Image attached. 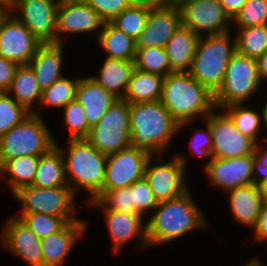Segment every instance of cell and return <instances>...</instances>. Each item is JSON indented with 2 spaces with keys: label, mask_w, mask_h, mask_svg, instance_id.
I'll return each instance as SVG.
<instances>
[{
  "label": "cell",
  "mask_w": 267,
  "mask_h": 266,
  "mask_svg": "<svg viewBox=\"0 0 267 266\" xmlns=\"http://www.w3.org/2000/svg\"><path fill=\"white\" fill-rule=\"evenodd\" d=\"M179 123V131L214 109V94L189 72H173L164 77L159 100Z\"/></svg>",
  "instance_id": "1"
},
{
  "label": "cell",
  "mask_w": 267,
  "mask_h": 266,
  "mask_svg": "<svg viewBox=\"0 0 267 266\" xmlns=\"http://www.w3.org/2000/svg\"><path fill=\"white\" fill-rule=\"evenodd\" d=\"M199 209L189 190L179 197L158 203L146 222L149 247L174 241L190 230L205 228L208 222Z\"/></svg>",
  "instance_id": "2"
},
{
  "label": "cell",
  "mask_w": 267,
  "mask_h": 266,
  "mask_svg": "<svg viewBox=\"0 0 267 266\" xmlns=\"http://www.w3.org/2000/svg\"><path fill=\"white\" fill-rule=\"evenodd\" d=\"M177 133L179 123L159 100L130 104L131 147L160 154Z\"/></svg>",
  "instance_id": "3"
},
{
  "label": "cell",
  "mask_w": 267,
  "mask_h": 266,
  "mask_svg": "<svg viewBox=\"0 0 267 266\" xmlns=\"http://www.w3.org/2000/svg\"><path fill=\"white\" fill-rule=\"evenodd\" d=\"M65 164L66 179L69 187L77 193L84 188L90 202L94 200L103 190L105 179L107 155L99 152L86 138L68 139V150L66 151L57 143Z\"/></svg>",
  "instance_id": "4"
},
{
  "label": "cell",
  "mask_w": 267,
  "mask_h": 266,
  "mask_svg": "<svg viewBox=\"0 0 267 266\" xmlns=\"http://www.w3.org/2000/svg\"><path fill=\"white\" fill-rule=\"evenodd\" d=\"M229 33L200 36L188 71L213 94L222 85L227 65L236 52V39L230 41Z\"/></svg>",
  "instance_id": "5"
},
{
  "label": "cell",
  "mask_w": 267,
  "mask_h": 266,
  "mask_svg": "<svg viewBox=\"0 0 267 266\" xmlns=\"http://www.w3.org/2000/svg\"><path fill=\"white\" fill-rule=\"evenodd\" d=\"M38 110L30 113L0 137V168L9 160L23 156H41L56 144Z\"/></svg>",
  "instance_id": "6"
},
{
  "label": "cell",
  "mask_w": 267,
  "mask_h": 266,
  "mask_svg": "<svg viewBox=\"0 0 267 266\" xmlns=\"http://www.w3.org/2000/svg\"><path fill=\"white\" fill-rule=\"evenodd\" d=\"M260 83L257 59L236 51L227 65L222 85L214 93L216 109L245 103L259 90Z\"/></svg>",
  "instance_id": "7"
},
{
  "label": "cell",
  "mask_w": 267,
  "mask_h": 266,
  "mask_svg": "<svg viewBox=\"0 0 267 266\" xmlns=\"http://www.w3.org/2000/svg\"><path fill=\"white\" fill-rule=\"evenodd\" d=\"M99 152L110 155L131 147L130 103L119 98L91 127L86 138Z\"/></svg>",
  "instance_id": "8"
},
{
  "label": "cell",
  "mask_w": 267,
  "mask_h": 266,
  "mask_svg": "<svg viewBox=\"0 0 267 266\" xmlns=\"http://www.w3.org/2000/svg\"><path fill=\"white\" fill-rule=\"evenodd\" d=\"M21 203L20 214L40 213L62 217L67 223L79 220L75 217V192L69 186L38 188L26 186L13 194Z\"/></svg>",
  "instance_id": "9"
},
{
  "label": "cell",
  "mask_w": 267,
  "mask_h": 266,
  "mask_svg": "<svg viewBox=\"0 0 267 266\" xmlns=\"http://www.w3.org/2000/svg\"><path fill=\"white\" fill-rule=\"evenodd\" d=\"M154 160L156 165H150ZM163 160L161 154L151 155L144 171V178L149 183L158 203L179 197L189 190L185 176L188 159L178 153L167 163Z\"/></svg>",
  "instance_id": "10"
},
{
  "label": "cell",
  "mask_w": 267,
  "mask_h": 266,
  "mask_svg": "<svg viewBox=\"0 0 267 266\" xmlns=\"http://www.w3.org/2000/svg\"><path fill=\"white\" fill-rule=\"evenodd\" d=\"M208 114L205 123L209 125L212 135V158H231L254 154L256 143L242 134L231 118L224 112Z\"/></svg>",
  "instance_id": "11"
},
{
  "label": "cell",
  "mask_w": 267,
  "mask_h": 266,
  "mask_svg": "<svg viewBox=\"0 0 267 266\" xmlns=\"http://www.w3.org/2000/svg\"><path fill=\"white\" fill-rule=\"evenodd\" d=\"M182 14V25L199 36L230 32L231 19L219 0H177ZM230 22V23H229Z\"/></svg>",
  "instance_id": "12"
},
{
  "label": "cell",
  "mask_w": 267,
  "mask_h": 266,
  "mask_svg": "<svg viewBox=\"0 0 267 266\" xmlns=\"http://www.w3.org/2000/svg\"><path fill=\"white\" fill-rule=\"evenodd\" d=\"M44 43L5 10L0 16V56L19 65L28 64Z\"/></svg>",
  "instance_id": "13"
},
{
  "label": "cell",
  "mask_w": 267,
  "mask_h": 266,
  "mask_svg": "<svg viewBox=\"0 0 267 266\" xmlns=\"http://www.w3.org/2000/svg\"><path fill=\"white\" fill-rule=\"evenodd\" d=\"M203 168L208 181L225 191L256 183L259 177L254 154L225 159L212 158Z\"/></svg>",
  "instance_id": "14"
},
{
  "label": "cell",
  "mask_w": 267,
  "mask_h": 266,
  "mask_svg": "<svg viewBox=\"0 0 267 266\" xmlns=\"http://www.w3.org/2000/svg\"><path fill=\"white\" fill-rule=\"evenodd\" d=\"M181 26L182 14L178 4L157 0L151 6L146 26L136 40V48L165 47Z\"/></svg>",
  "instance_id": "15"
},
{
  "label": "cell",
  "mask_w": 267,
  "mask_h": 266,
  "mask_svg": "<svg viewBox=\"0 0 267 266\" xmlns=\"http://www.w3.org/2000/svg\"><path fill=\"white\" fill-rule=\"evenodd\" d=\"M58 6L54 0H17L7 10H15V17L40 41L56 43Z\"/></svg>",
  "instance_id": "16"
},
{
  "label": "cell",
  "mask_w": 267,
  "mask_h": 266,
  "mask_svg": "<svg viewBox=\"0 0 267 266\" xmlns=\"http://www.w3.org/2000/svg\"><path fill=\"white\" fill-rule=\"evenodd\" d=\"M150 156L145 149L136 147L107 155L103 190L125 188L142 179Z\"/></svg>",
  "instance_id": "17"
},
{
  "label": "cell",
  "mask_w": 267,
  "mask_h": 266,
  "mask_svg": "<svg viewBox=\"0 0 267 266\" xmlns=\"http://www.w3.org/2000/svg\"><path fill=\"white\" fill-rule=\"evenodd\" d=\"M13 216L1 229V246L29 266H44L41 239L20 218Z\"/></svg>",
  "instance_id": "18"
},
{
  "label": "cell",
  "mask_w": 267,
  "mask_h": 266,
  "mask_svg": "<svg viewBox=\"0 0 267 266\" xmlns=\"http://www.w3.org/2000/svg\"><path fill=\"white\" fill-rule=\"evenodd\" d=\"M104 23L98 12L83 0L59 3L56 44H62L63 34L101 31Z\"/></svg>",
  "instance_id": "19"
},
{
  "label": "cell",
  "mask_w": 267,
  "mask_h": 266,
  "mask_svg": "<svg viewBox=\"0 0 267 266\" xmlns=\"http://www.w3.org/2000/svg\"><path fill=\"white\" fill-rule=\"evenodd\" d=\"M106 227L113 242V252L117 253L123 245L131 239L139 237L137 249L146 248L147 242V224L140 214L124 213L104 209ZM144 221V222H143ZM140 245V246H139Z\"/></svg>",
  "instance_id": "20"
},
{
  "label": "cell",
  "mask_w": 267,
  "mask_h": 266,
  "mask_svg": "<svg viewBox=\"0 0 267 266\" xmlns=\"http://www.w3.org/2000/svg\"><path fill=\"white\" fill-rule=\"evenodd\" d=\"M86 222H68L61 230L41 239L44 266H62L75 241L86 232Z\"/></svg>",
  "instance_id": "21"
},
{
  "label": "cell",
  "mask_w": 267,
  "mask_h": 266,
  "mask_svg": "<svg viewBox=\"0 0 267 266\" xmlns=\"http://www.w3.org/2000/svg\"><path fill=\"white\" fill-rule=\"evenodd\" d=\"M119 98L107 91L91 76L81 78L76 90V100L86 111L88 124L92 127Z\"/></svg>",
  "instance_id": "22"
},
{
  "label": "cell",
  "mask_w": 267,
  "mask_h": 266,
  "mask_svg": "<svg viewBox=\"0 0 267 266\" xmlns=\"http://www.w3.org/2000/svg\"><path fill=\"white\" fill-rule=\"evenodd\" d=\"M228 192V202L234 220L252 229L263 204L257 184L237 187Z\"/></svg>",
  "instance_id": "23"
},
{
  "label": "cell",
  "mask_w": 267,
  "mask_h": 266,
  "mask_svg": "<svg viewBox=\"0 0 267 266\" xmlns=\"http://www.w3.org/2000/svg\"><path fill=\"white\" fill-rule=\"evenodd\" d=\"M62 44L44 43L28 63L33 69L41 90L62 78Z\"/></svg>",
  "instance_id": "24"
},
{
  "label": "cell",
  "mask_w": 267,
  "mask_h": 266,
  "mask_svg": "<svg viewBox=\"0 0 267 266\" xmlns=\"http://www.w3.org/2000/svg\"><path fill=\"white\" fill-rule=\"evenodd\" d=\"M200 36L183 25L165 45L168 60L173 72H188L196 53Z\"/></svg>",
  "instance_id": "25"
},
{
  "label": "cell",
  "mask_w": 267,
  "mask_h": 266,
  "mask_svg": "<svg viewBox=\"0 0 267 266\" xmlns=\"http://www.w3.org/2000/svg\"><path fill=\"white\" fill-rule=\"evenodd\" d=\"M134 68V61L105 58L99 75L91 77L116 97L123 98Z\"/></svg>",
  "instance_id": "26"
},
{
  "label": "cell",
  "mask_w": 267,
  "mask_h": 266,
  "mask_svg": "<svg viewBox=\"0 0 267 266\" xmlns=\"http://www.w3.org/2000/svg\"><path fill=\"white\" fill-rule=\"evenodd\" d=\"M164 76L134 68L122 99L130 104L160 100Z\"/></svg>",
  "instance_id": "27"
},
{
  "label": "cell",
  "mask_w": 267,
  "mask_h": 266,
  "mask_svg": "<svg viewBox=\"0 0 267 266\" xmlns=\"http://www.w3.org/2000/svg\"><path fill=\"white\" fill-rule=\"evenodd\" d=\"M32 186L38 188L69 186L66 179L64 157L56 145L40 156Z\"/></svg>",
  "instance_id": "28"
},
{
  "label": "cell",
  "mask_w": 267,
  "mask_h": 266,
  "mask_svg": "<svg viewBox=\"0 0 267 266\" xmlns=\"http://www.w3.org/2000/svg\"><path fill=\"white\" fill-rule=\"evenodd\" d=\"M28 112L34 113L33 104L39 105L42 90L38 85L35 73L29 64L19 65L10 87L6 91ZM12 93V94H11Z\"/></svg>",
  "instance_id": "29"
},
{
  "label": "cell",
  "mask_w": 267,
  "mask_h": 266,
  "mask_svg": "<svg viewBox=\"0 0 267 266\" xmlns=\"http://www.w3.org/2000/svg\"><path fill=\"white\" fill-rule=\"evenodd\" d=\"M98 43L108 55L106 58L134 61L136 41L111 22H105L97 35Z\"/></svg>",
  "instance_id": "30"
},
{
  "label": "cell",
  "mask_w": 267,
  "mask_h": 266,
  "mask_svg": "<svg viewBox=\"0 0 267 266\" xmlns=\"http://www.w3.org/2000/svg\"><path fill=\"white\" fill-rule=\"evenodd\" d=\"M39 159L40 156L18 157L7 161L0 168V175L7 174L6 180L12 194L33 184Z\"/></svg>",
  "instance_id": "31"
},
{
  "label": "cell",
  "mask_w": 267,
  "mask_h": 266,
  "mask_svg": "<svg viewBox=\"0 0 267 266\" xmlns=\"http://www.w3.org/2000/svg\"><path fill=\"white\" fill-rule=\"evenodd\" d=\"M156 1L157 0H138L132 6L124 9L111 23L136 41L143 32L151 6Z\"/></svg>",
  "instance_id": "32"
},
{
  "label": "cell",
  "mask_w": 267,
  "mask_h": 266,
  "mask_svg": "<svg viewBox=\"0 0 267 266\" xmlns=\"http://www.w3.org/2000/svg\"><path fill=\"white\" fill-rule=\"evenodd\" d=\"M238 29L235 37L237 52L258 59L267 51V24Z\"/></svg>",
  "instance_id": "33"
},
{
  "label": "cell",
  "mask_w": 267,
  "mask_h": 266,
  "mask_svg": "<svg viewBox=\"0 0 267 266\" xmlns=\"http://www.w3.org/2000/svg\"><path fill=\"white\" fill-rule=\"evenodd\" d=\"M221 110L231 118L242 134L251 138L256 144L259 142L258 132L261 125H265L263 113L260 115L257 111L244 107V104H232L221 108Z\"/></svg>",
  "instance_id": "34"
},
{
  "label": "cell",
  "mask_w": 267,
  "mask_h": 266,
  "mask_svg": "<svg viewBox=\"0 0 267 266\" xmlns=\"http://www.w3.org/2000/svg\"><path fill=\"white\" fill-rule=\"evenodd\" d=\"M134 66L140 71L164 77L173 73L165 47L136 48Z\"/></svg>",
  "instance_id": "35"
},
{
  "label": "cell",
  "mask_w": 267,
  "mask_h": 266,
  "mask_svg": "<svg viewBox=\"0 0 267 266\" xmlns=\"http://www.w3.org/2000/svg\"><path fill=\"white\" fill-rule=\"evenodd\" d=\"M80 78L70 79L62 77L55 81L50 87L42 90L40 107L50 106L55 108H64L69 102L76 99V90Z\"/></svg>",
  "instance_id": "36"
},
{
  "label": "cell",
  "mask_w": 267,
  "mask_h": 266,
  "mask_svg": "<svg viewBox=\"0 0 267 266\" xmlns=\"http://www.w3.org/2000/svg\"><path fill=\"white\" fill-rule=\"evenodd\" d=\"M94 208L122 211L124 213L139 214L133 205L131 186L102 192L92 201L88 202Z\"/></svg>",
  "instance_id": "37"
},
{
  "label": "cell",
  "mask_w": 267,
  "mask_h": 266,
  "mask_svg": "<svg viewBox=\"0 0 267 266\" xmlns=\"http://www.w3.org/2000/svg\"><path fill=\"white\" fill-rule=\"evenodd\" d=\"M63 117L67 129L69 130V139H81L89 136L91 126L88 124L86 111L81 103L76 99L69 102L63 109Z\"/></svg>",
  "instance_id": "38"
},
{
  "label": "cell",
  "mask_w": 267,
  "mask_h": 266,
  "mask_svg": "<svg viewBox=\"0 0 267 266\" xmlns=\"http://www.w3.org/2000/svg\"><path fill=\"white\" fill-rule=\"evenodd\" d=\"M28 112L7 92H0V137L26 118Z\"/></svg>",
  "instance_id": "39"
},
{
  "label": "cell",
  "mask_w": 267,
  "mask_h": 266,
  "mask_svg": "<svg viewBox=\"0 0 267 266\" xmlns=\"http://www.w3.org/2000/svg\"><path fill=\"white\" fill-rule=\"evenodd\" d=\"M40 238L48 237L50 234L61 230L67 222L62 217L51 216L40 213L16 215Z\"/></svg>",
  "instance_id": "40"
},
{
  "label": "cell",
  "mask_w": 267,
  "mask_h": 266,
  "mask_svg": "<svg viewBox=\"0 0 267 266\" xmlns=\"http://www.w3.org/2000/svg\"><path fill=\"white\" fill-rule=\"evenodd\" d=\"M232 23L238 28L267 24V0H247Z\"/></svg>",
  "instance_id": "41"
},
{
  "label": "cell",
  "mask_w": 267,
  "mask_h": 266,
  "mask_svg": "<svg viewBox=\"0 0 267 266\" xmlns=\"http://www.w3.org/2000/svg\"><path fill=\"white\" fill-rule=\"evenodd\" d=\"M131 193L133 205L141 216H145L147 211H153L158 206V201L144 177L131 185Z\"/></svg>",
  "instance_id": "42"
},
{
  "label": "cell",
  "mask_w": 267,
  "mask_h": 266,
  "mask_svg": "<svg viewBox=\"0 0 267 266\" xmlns=\"http://www.w3.org/2000/svg\"><path fill=\"white\" fill-rule=\"evenodd\" d=\"M93 7L104 22H111L124 9L138 0H83Z\"/></svg>",
  "instance_id": "43"
},
{
  "label": "cell",
  "mask_w": 267,
  "mask_h": 266,
  "mask_svg": "<svg viewBox=\"0 0 267 266\" xmlns=\"http://www.w3.org/2000/svg\"><path fill=\"white\" fill-rule=\"evenodd\" d=\"M205 129H197L193 138L190 140V149L191 153L195 154L198 157H209L212 159V135L209 128V125L205 123Z\"/></svg>",
  "instance_id": "44"
},
{
  "label": "cell",
  "mask_w": 267,
  "mask_h": 266,
  "mask_svg": "<svg viewBox=\"0 0 267 266\" xmlns=\"http://www.w3.org/2000/svg\"><path fill=\"white\" fill-rule=\"evenodd\" d=\"M18 66V63L0 56V92L8 90Z\"/></svg>",
  "instance_id": "45"
},
{
  "label": "cell",
  "mask_w": 267,
  "mask_h": 266,
  "mask_svg": "<svg viewBox=\"0 0 267 266\" xmlns=\"http://www.w3.org/2000/svg\"><path fill=\"white\" fill-rule=\"evenodd\" d=\"M253 236L257 242H267V203L263 202L261 212L253 227Z\"/></svg>",
  "instance_id": "46"
},
{
  "label": "cell",
  "mask_w": 267,
  "mask_h": 266,
  "mask_svg": "<svg viewBox=\"0 0 267 266\" xmlns=\"http://www.w3.org/2000/svg\"><path fill=\"white\" fill-rule=\"evenodd\" d=\"M263 141L265 142V145L259 141L256 144L254 152L256 158V171L258 176L267 174V136Z\"/></svg>",
  "instance_id": "47"
},
{
  "label": "cell",
  "mask_w": 267,
  "mask_h": 266,
  "mask_svg": "<svg viewBox=\"0 0 267 266\" xmlns=\"http://www.w3.org/2000/svg\"><path fill=\"white\" fill-rule=\"evenodd\" d=\"M247 0H219L226 15L231 19L234 18L241 12L242 8L246 4Z\"/></svg>",
  "instance_id": "48"
},
{
  "label": "cell",
  "mask_w": 267,
  "mask_h": 266,
  "mask_svg": "<svg viewBox=\"0 0 267 266\" xmlns=\"http://www.w3.org/2000/svg\"><path fill=\"white\" fill-rule=\"evenodd\" d=\"M260 80L267 79V51L257 59Z\"/></svg>",
  "instance_id": "49"
},
{
  "label": "cell",
  "mask_w": 267,
  "mask_h": 266,
  "mask_svg": "<svg viewBox=\"0 0 267 266\" xmlns=\"http://www.w3.org/2000/svg\"><path fill=\"white\" fill-rule=\"evenodd\" d=\"M256 184L263 202L267 203V174L259 176Z\"/></svg>",
  "instance_id": "50"
},
{
  "label": "cell",
  "mask_w": 267,
  "mask_h": 266,
  "mask_svg": "<svg viewBox=\"0 0 267 266\" xmlns=\"http://www.w3.org/2000/svg\"><path fill=\"white\" fill-rule=\"evenodd\" d=\"M245 266H265L263 263H261V260L259 257H255L250 260L249 263H247Z\"/></svg>",
  "instance_id": "51"
},
{
  "label": "cell",
  "mask_w": 267,
  "mask_h": 266,
  "mask_svg": "<svg viewBox=\"0 0 267 266\" xmlns=\"http://www.w3.org/2000/svg\"><path fill=\"white\" fill-rule=\"evenodd\" d=\"M17 0H0V6L4 7L6 10L11 7Z\"/></svg>",
  "instance_id": "52"
},
{
  "label": "cell",
  "mask_w": 267,
  "mask_h": 266,
  "mask_svg": "<svg viewBox=\"0 0 267 266\" xmlns=\"http://www.w3.org/2000/svg\"><path fill=\"white\" fill-rule=\"evenodd\" d=\"M262 113H263V117H264L265 127H267V102L265 103V105L263 107Z\"/></svg>",
  "instance_id": "53"
},
{
  "label": "cell",
  "mask_w": 267,
  "mask_h": 266,
  "mask_svg": "<svg viewBox=\"0 0 267 266\" xmlns=\"http://www.w3.org/2000/svg\"><path fill=\"white\" fill-rule=\"evenodd\" d=\"M57 3H64V2H72V1H79V0H54Z\"/></svg>",
  "instance_id": "54"
},
{
  "label": "cell",
  "mask_w": 267,
  "mask_h": 266,
  "mask_svg": "<svg viewBox=\"0 0 267 266\" xmlns=\"http://www.w3.org/2000/svg\"><path fill=\"white\" fill-rule=\"evenodd\" d=\"M6 9L2 6H0V16L2 15V13L5 11Z\"/></svg>",
  "instance_id": "55"
},
{
  "label": "cell",
  "mask_w": 267,
  "mask_h": 266,
  "mask_svg": "<svg viewBox=\"0 0 267 266\" xmlns=\"http://www.w3.org/2000/svg\"><path fill=\"white\" fill-rule=\"evenodd\" d=\"M160 1H172V2H176L177 0H160Z\"/></svg>",
  "instance_id": "56"
}]
</instances>
